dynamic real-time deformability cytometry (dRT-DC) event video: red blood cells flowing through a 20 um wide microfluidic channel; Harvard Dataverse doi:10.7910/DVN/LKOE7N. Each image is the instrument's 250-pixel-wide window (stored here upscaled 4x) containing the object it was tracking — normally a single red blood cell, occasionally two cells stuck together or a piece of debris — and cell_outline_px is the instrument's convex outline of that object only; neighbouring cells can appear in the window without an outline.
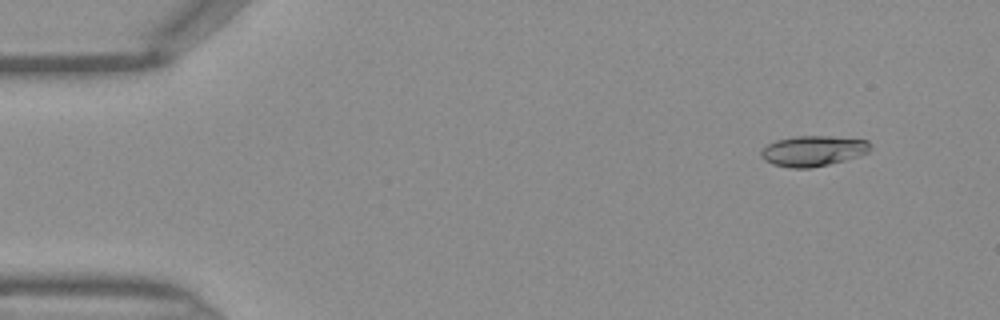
{"species": "Egyptian fruit bat (a non-hibernating species)", "species_latin": "Rousettus aegyptiacus", "temperature_condition": "warm", "stored_images_in_passage": 43, "camera_frame_rate_fps": 3000, "um_per_image_px": 0.085, "frame": {"image": 1, "passage_image": 1, "time_ms": 0.0, "image_size_px": [1000, 320], "cell_outline_px": [[872, 148], [868, 152], [844, 160], [828, 164], [808, 168], [788, 168], [772, 164], [764, 160], [760, 156], [760, 152], [768, 144], [776, 140], [796, 136], [828, 136], [868, 140], [872, 144]], "centroid_in_image_um": [69.1, 12.82], "position_along_channel_um": 15.9, "area_um2": 19.36}}
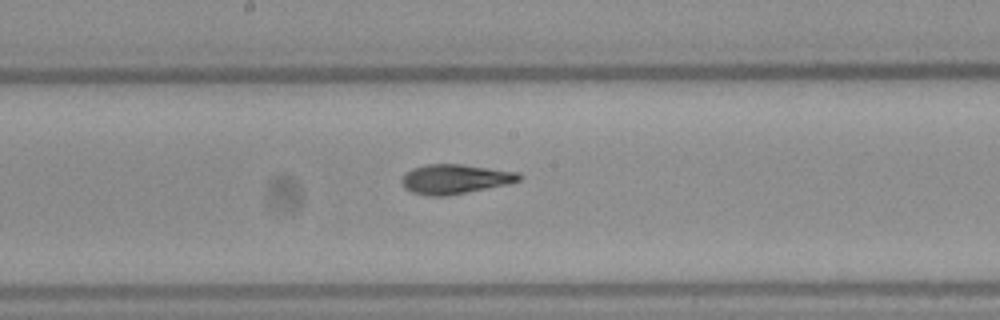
{"frame": {"image": 2, "passage_image": 21, "time_ms": 6.667, "image_size_px": [1000, 320], "cell_outline_px": [[524, 176], [520, 180], [508, 184], [444, 196], [428, 196], [412, 192], [404, 188], [400, 180], [412, 168], [428, 164], [460, 164], [520, 172]], "centroid_in_image_um": [38.69, 15.21], "position_along_channel_um": 209.5, "area_um2": 20.11}}
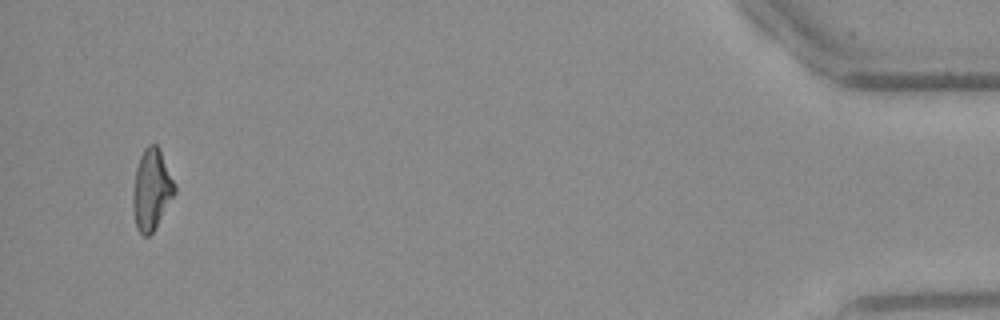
{"frame": {"image": 3, "passage_image": 41, "time_ms": 13.333, "image_size_px": [1000, 320], "cell_outline_px": [[176, 192], [152, 232], [148, 236], [144, 236], [136, 228], [132, 208], [132, 192], [136, 168], [140, 156], [144, 148], [148, 144], [156, 144], [160, 148], [176, 184]], "centroid_in_image_um": [12.88, 16.08], "position_along_channel_um": 422.3, "area_um2": 19.83}}